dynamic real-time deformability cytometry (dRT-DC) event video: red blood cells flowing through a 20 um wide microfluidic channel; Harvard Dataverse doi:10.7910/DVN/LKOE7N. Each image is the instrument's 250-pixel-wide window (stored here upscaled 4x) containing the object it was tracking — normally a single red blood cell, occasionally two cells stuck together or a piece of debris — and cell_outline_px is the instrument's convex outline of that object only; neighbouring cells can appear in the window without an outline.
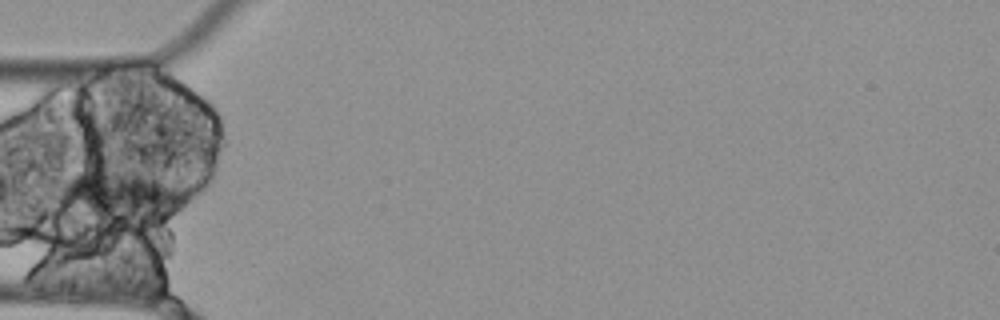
{"species": "Egyptian fruit bat (a non-hibernating species)", "species_latin": "Rousettus aegyptiacus", "temperature_condition": "cold", "stored_images_in_passage": 4, "segment_of_instrument_passage": [2, 2], "camera_frame_rate_fps": 3000, "um_per_image_px": 0.085, "animal": {"sex": "female"}, "frame": {"image": 1, "passage_image": 4, "time_ms": 1.0, "image_size_px": [1000, 320], "cell_outline_px": [[188, 200], [184, 204], [164, 220], [96, 232], [92, 232], [56, 200], [56, 196], [60, 180], [76, 172], [124, 172], [152, 180], [164, 184], [188, 196]], "centroid_in_image_um": [9.94, 16.97], "position_along_channel_um": 75.1, "area_um2": 40.63}}